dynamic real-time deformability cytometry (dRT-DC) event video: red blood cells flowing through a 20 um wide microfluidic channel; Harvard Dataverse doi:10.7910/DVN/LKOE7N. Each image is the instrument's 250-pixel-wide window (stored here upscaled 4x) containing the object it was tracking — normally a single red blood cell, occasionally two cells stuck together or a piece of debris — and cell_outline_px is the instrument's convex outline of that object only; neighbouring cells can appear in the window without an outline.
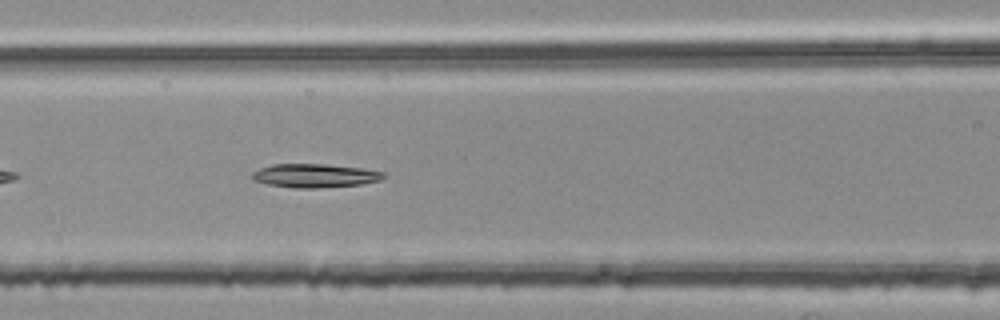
{"species": "common noctule bat (a hibernating species)", "species_latin": "Nyctalus noctula", "temperature_condition": "room temperature", "stored_images_in_passage": 36, "camera_frame_rate_fps": 3000, "um_per_image_px": 0.085, "animal": {"sex": "female", "body_mass_g": 25.1}, "frame": {"image": 1, "passage_image": 9, "time_ms": 2.667, "image_size_px": [1000, 320], "cell_outline_px": [[384, 176], [380, 180], [360, 184], [316, 188], [296, 188], [268, 184], [256, 180], [252, 176], [252, 172], [260, 168], [272, 164], [324, 164], [360, 168], [384, 172]], "centroid_in_image_um": [26.75, 14.92], "position_along_channel_um": 139.9, "area_um2": 17.8}}
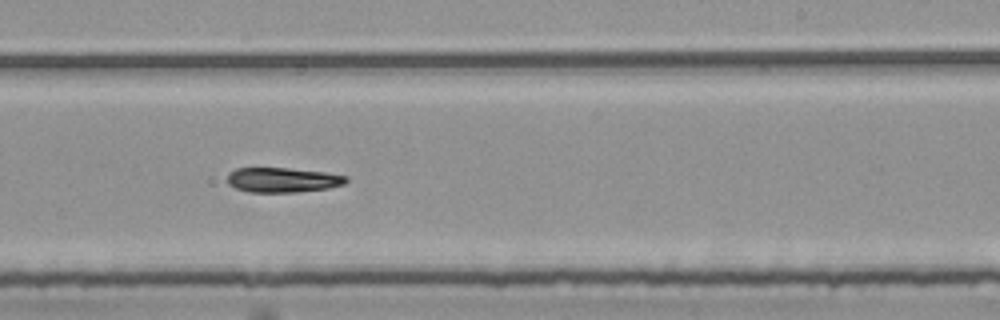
{"frame": {"image": 2, "passage_image": 19, "time_ms": 6.0, "image_size_px": [1000, 320], "cell_outline_px": [[348, 180], [344, 184], [328, 188], [296, 192], [248, 192], [236, 188], [228, 184], [228, 172], [236, 168], [288, 168], [324, 172], [348, 176]], "centroid_in_image_um": [24.02, 15.29], "position_along_channel_um": 265.0, "area_um2": 17.17}}
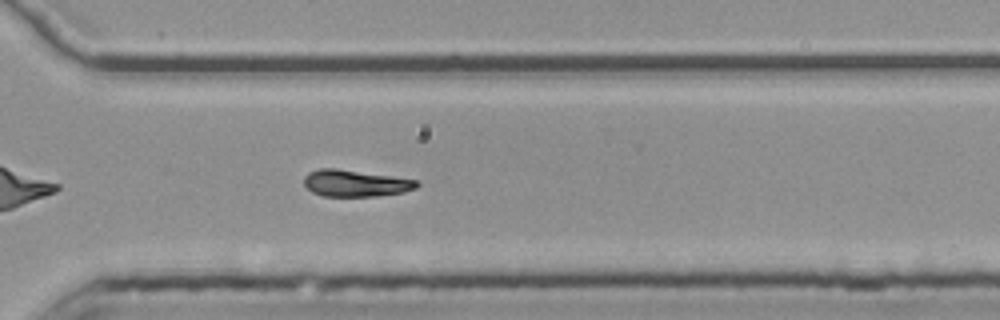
{"frame": {"image": 3, "passage_image": 25, "time_ms": 8.0, "image_size_px": [1000, 320], "cell_outline_px": [[420, 184], [416, 188], [404, 192], [376, 196], [320, 196], [312, 192], [304, 184], [304, 176], [308, 172], [320, 168], [336, 168], [392, 176], [416, 180]], "centroid_in_image_um": [30.19, 15.57], "position_along_channel_um": 340.4, "area_um2": 17.57}, "authors_computed_cell_mechanics": {"area_um2": 17.8602, "velocity_mm_per_s": 3.7768, "shape_relaxation_time_tau1_ms": 6.706, "shape_relaxation_time_tau2_ms": null, "deformation_change_tau1": 0.1862, "deformation_change_tau2": null}}